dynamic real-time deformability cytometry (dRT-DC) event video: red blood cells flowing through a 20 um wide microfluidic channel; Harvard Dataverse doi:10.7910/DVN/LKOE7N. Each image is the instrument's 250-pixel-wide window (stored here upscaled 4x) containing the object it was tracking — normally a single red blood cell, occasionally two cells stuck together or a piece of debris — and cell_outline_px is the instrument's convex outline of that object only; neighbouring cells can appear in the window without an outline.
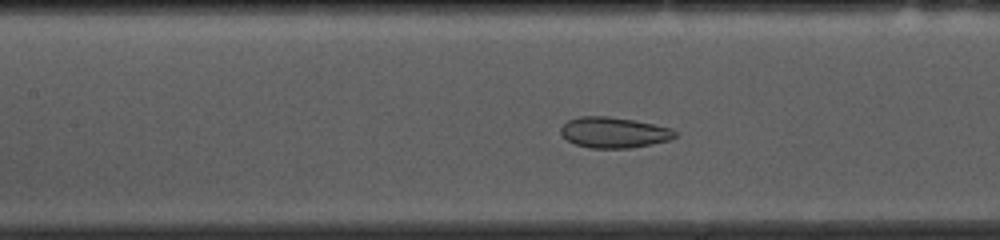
{"species": "common noctule bat (a hibernating species)", "species_latin": "Nyctalus noctula", "temperature_condition": "cold", "stored_images_in_passage": 54, "camera_frame_rate_fps": 3000, "um_per_image_px": 0.085, "animal": {"sex": "female", "body_mass_g": 10.0, "forearm_length_mm": 53.1}, "frame": {"image": 1, "passage_image": 23, "time_ms": 7.333, "image_size_px": [1000, 240], "cell_outline_px": [[676, 136], [668, 140], [652, 144], [628, 148], [588, 148], [576, 144], [568, 140], [560, 132], [560, 128], [568, 120], [580, 116], [608, 116], [632, 120], [672, 128], [676, 132]], "centroid_in_image_um": [52.16, 11.26], "position_along_channel_um": 155.2, "area_um2": 20.29}}
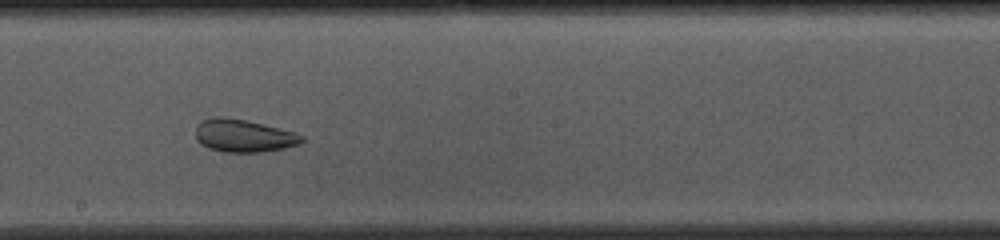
{"frame": {"image": 2, "passage_image": 29, "time_ms": 9.333, "image_size_px": [1000, 240], "cell_outline_px": [[304, 140], [300, 144], [284, 148], [260, 152], [224, 152], [208, 148], [200, 144], [196, 140], [196, 124], [200, 120], [212, 116], [220, 116], [244, 120], [264, 124], [296, 132], [304, 136]], "centroid_in_image_um": [20.68, 11.53], "position_along_channel_um": 227.5, "area_um2": 20.52}}
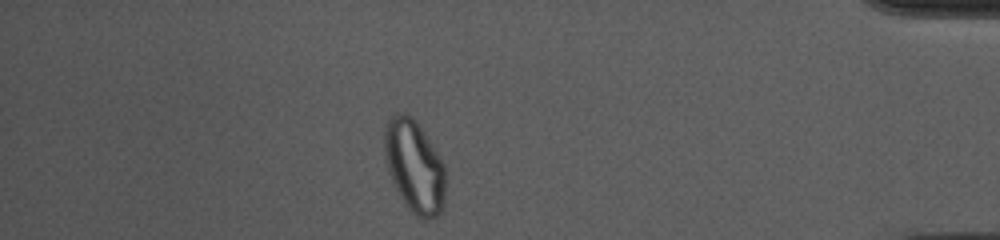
{"frame": {"image": 3, "passage_image": 47, "time_ms": 15.333, "image_size_px": [1000, 240], "cell_outline_px": [[444, 208], [436, 216], [428, 220], [416, 216], [408, 208], [400, 196], [388, 172], [384, 156], [384, 124], [388, 116], [396, 112], [404, 112], [412, 116], [416, 120], [440, 156], [444, 164]], "centroid_in_image_um": [35.19, 14.08], "position_along_channel_um": 400.0, "area_um2": 33.29}, "authors_computed_cell_mechanics": {"area_um2": 25.5765, "velocity_mm_per_s": 3.6232, "shape_relaxation_time_tau1_ms": null, "shape_relaxation_time_tau2_ms": 1.2826, "deformation_change_tau1": null, "deformation_change_tau2": 0.0629}}